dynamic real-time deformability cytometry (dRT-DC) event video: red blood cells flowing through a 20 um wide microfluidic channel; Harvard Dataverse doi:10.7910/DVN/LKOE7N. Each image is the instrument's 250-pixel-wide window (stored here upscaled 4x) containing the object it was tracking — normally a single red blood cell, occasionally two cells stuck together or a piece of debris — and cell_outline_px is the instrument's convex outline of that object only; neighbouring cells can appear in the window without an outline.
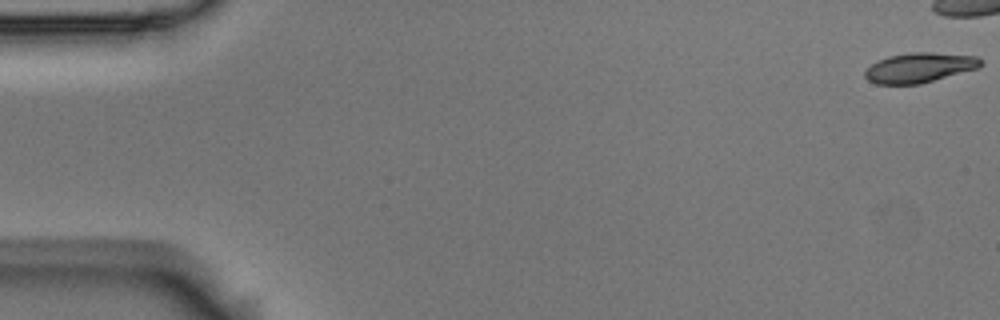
{"species": "Egyptian fruit bat (a non-hibernating species)", "species_latin": "Rousettus aegyptiacus", "temperature_condition": "room temperature", "stored_images_in_passage": 46, "camera_frame_rate_fps": 3000, "um_per_image_px": 0.085, "animal": {"sex": "male"}, "frame": {"image": 1, "passage_image": 1, "time_ms": 0.0, "image_size_px": [1000, 320], "cell_outline_px": [[980, 68], [920, 84], [876, 84], [868, 80], [864, 76], [864, 72], [876, 60], [888, 56], [912, 52], [932, 52], [976, 56], [980, 60]], "centroid_in_image_um": [78.13, 5.75], "position_along_channel_um": 6.9, "area_um2": 20.17}}
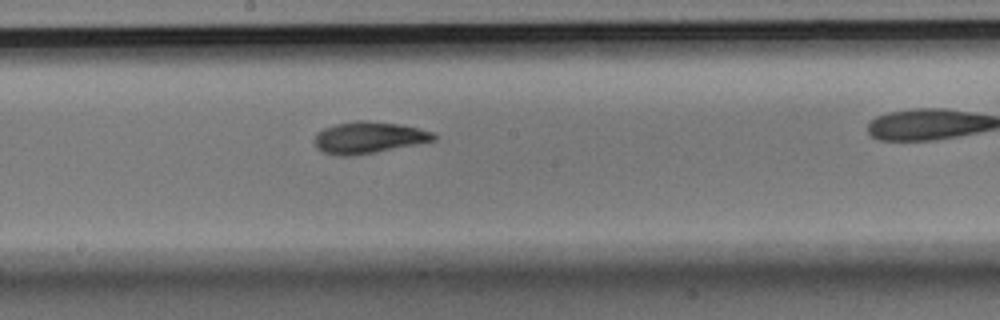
{"frame": {"image": 2, "passage_image": 31, "time_ms": 10.0, "image_size_px": [1000, 320], "cell_outline_px": [[436, 140], [376, 152], [352, 156], [336, 156], [324, 152], [316, 148], [316, 136], [324, 128], [336, 124], [356, 120], [368, 120], [396, 124], [416, 128], [432, 132], [436, 136]], "centroid_in_image_um": [31.32, 11.7], "position_along_channel_um": 216.9, "area_um2": 21.68}}
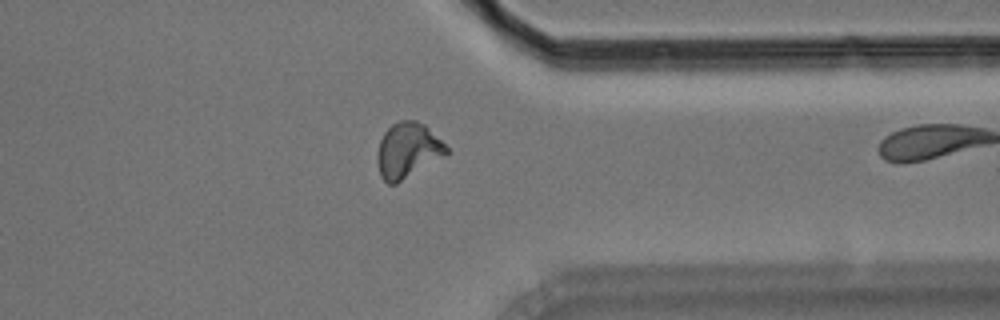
{"frame": {"image": 3, "passage_image": 45, "time_ms": 14.667, "image_size_px": [1000, 320], "cell_outline_px": [[448, 152], [396, 184], [388, 184], [380, 176], [376, 160], [376, 156], [380, 140], [384, 132], [392, 124], [400, 120], [416, 120], [424, 124], [448, 148]], "centroid_in_image_um": [34.59, 12.77], "position_along_channel_um": 376.8, "area_um2": 21.85}}